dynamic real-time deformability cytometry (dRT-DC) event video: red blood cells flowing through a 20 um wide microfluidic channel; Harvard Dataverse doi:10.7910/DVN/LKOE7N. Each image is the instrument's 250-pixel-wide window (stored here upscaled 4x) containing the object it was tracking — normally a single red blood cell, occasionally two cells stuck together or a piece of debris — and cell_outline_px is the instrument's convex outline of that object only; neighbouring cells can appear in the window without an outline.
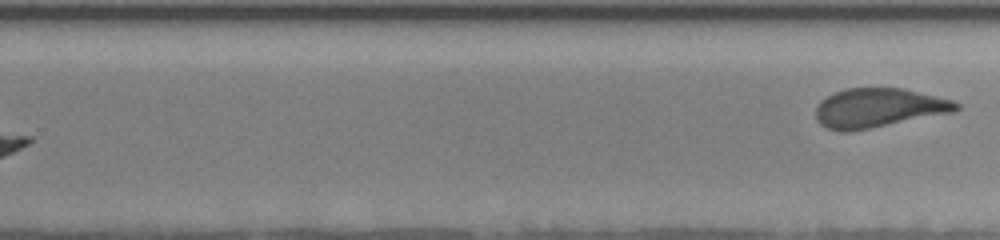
{"species": "human", "species_latin": "Homo sapiens", "temperature_condition": "room temperature", "stored_images_in_passage": 12, "segment_of_instrument_passage": [2, 2], "camera_frame_rate_fps": 3000, "um_per_image_px": 0.085, "donor": {"sex": "female"}, "frame": {"image": 1, "passage_image": 12, "time_ms": 11.667, "image_size_px": [1000, 240], "cell_outline_px": [[960, 108], [956, 112], [848, 132], [840, 132], [828, 128], [820, 124], [816, 120], [816, 108], [820, 100], [836, 92], [848, 88], [904, 88], [952, 100], [960, 104]], "centroid_in_image_um": [74.69, 9.18], "position_along_channel_um": 255.1, "area_um2": 32.08}}